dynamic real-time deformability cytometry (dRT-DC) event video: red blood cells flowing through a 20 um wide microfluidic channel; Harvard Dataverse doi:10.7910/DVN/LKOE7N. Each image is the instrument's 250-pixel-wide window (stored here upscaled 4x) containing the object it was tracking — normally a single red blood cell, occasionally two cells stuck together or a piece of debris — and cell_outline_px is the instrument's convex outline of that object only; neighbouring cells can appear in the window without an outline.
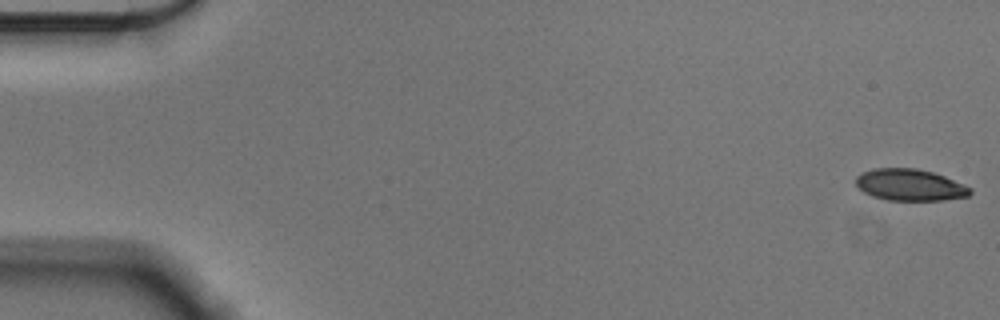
{"species": "Egyptian fruit bat (a non-hibernating species)", "species_latin": "Rousettus aegyptiacus", "temperature_condition": "cold", "stored_images_in_passage": 56, "camera_frame_rate_fps": 3000, "um_per_image_px": 0.085, "animal": {"sex": "male"}, "frame": {"image": 1, "passage_image": 1, "time_ms": 0.0, "image_size_px": [1000, 320], "cell_outline_px": [[972, 192], [968, 196], [944, 200], [888, 200], [872, 196], [864, 192], [856, 184], [856, 176], [872, 168], [916, 168], [932, 172], [944, 176], [972, 188]], "centroid_in_image_um": [77.35, 15.72], "position_along_channel_um": 7.7, "area_um2": 20.98}}
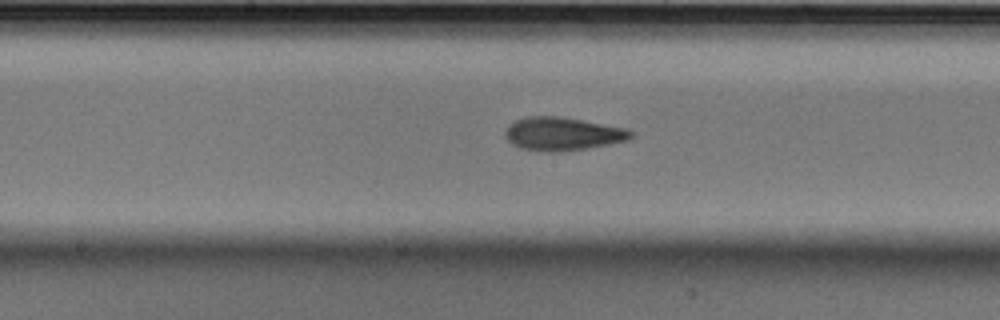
{"frame": {"image": 2, "passage_image": 29, "time_ms": 9.333, "image_size_px": [1000, 320], "cell_outline_px": [[632, 136], [628, 140], [612, 144], [556, 152], [548, 152], [520, 148], [512, 144], [508, 140], [504, 132], [508, 124], [524, 116], [560, 116], [628, 128], [632, 132]], "centroid_in_image_um": [47.81, 11.36], "position_along_channel_um": 200.4, "area_um2": 24.45}}
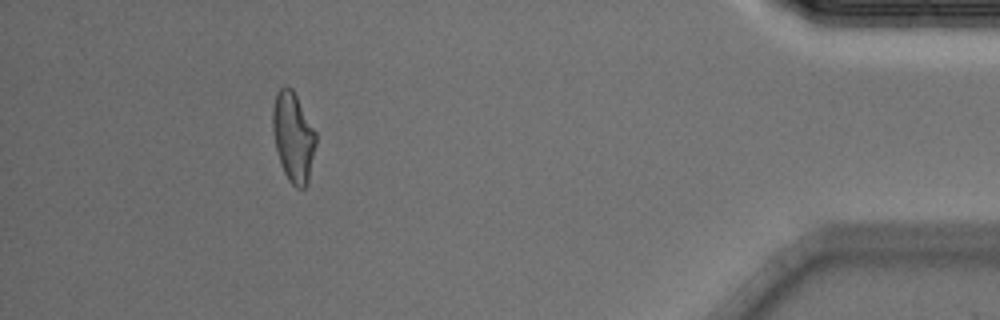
{"frame": {"image": 3, "passage_image": 51, "time_ms": 16.667, "image_size_px": [1000, 320], "cell_outline_px": [[316, 144], [308, 184], [304, 188], [296, 188], [288, 180], [284, 172], [276, 148], [272, 128], [272, 108], [276, 92], [284, 84], [292, 88], [316, 132]], "centroid_in_image_um": [24.92, 11.63], "position_along_channel_um": 410.3, "area_um2": 22.66}, "authors_computed_cell_mechanics": {"area_um2": 22.7732, "velocity_mm_per_s": 3.5991, "shape_relaxation_time_tau1_ms": 5.3166, "shape_relaxation_time_tau2_ms": 1.9773, "deformation_change_tau1": 0.1669, "deformation_change_tau2": 0.0765}}